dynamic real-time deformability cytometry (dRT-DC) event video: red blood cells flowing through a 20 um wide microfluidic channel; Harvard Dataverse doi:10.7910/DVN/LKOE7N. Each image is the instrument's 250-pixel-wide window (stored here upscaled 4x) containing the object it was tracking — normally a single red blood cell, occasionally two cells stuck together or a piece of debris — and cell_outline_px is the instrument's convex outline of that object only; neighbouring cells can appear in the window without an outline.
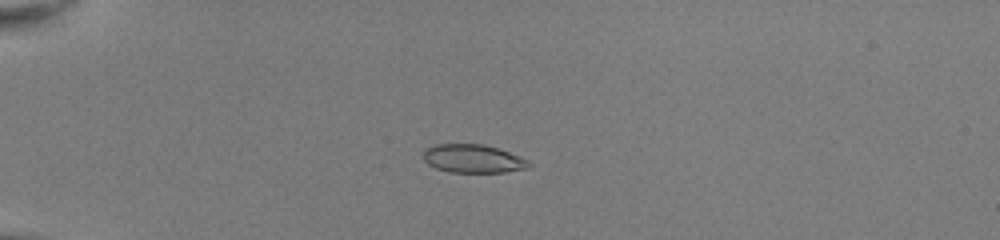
{"species": "common noctule bat (a hibernating species)", "species_latin": "Nyctalus noctula", "temperature_condition": "room temperature", "stored_images_in_passage": 52, "camera_frame_rate_fps": 3000, "um_per_image_px": 0.085, "animal": {"sex": "female", "body_mass_g": 22.0, "forearm_length_mm": 56.7}, "frame": {"image": 1, "passage_image": 15, "time_ms": 4.667, "image_size_px": [1000, 240], "cell_outline_px": [[532, 164], [528, 168], [504, 172], [452, 172], [436, 168], [428, 164], [424, 160], [424, 148], [432, 144], [484, 144], [520, 156], [528, 160]], "centroid_in_image_um": [40.2, 13.48], "position_along_channel_um": 44.8, "area_um2": 17.46}}
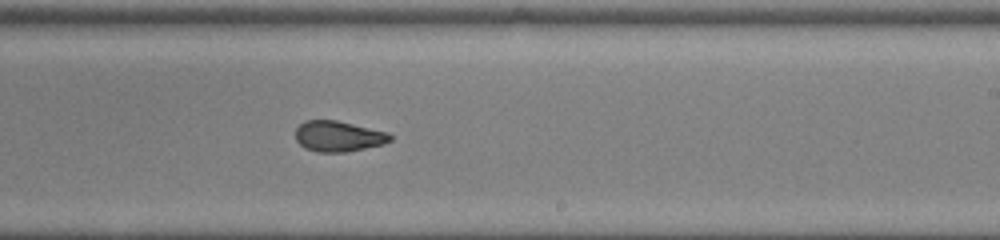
{"frame": {"image": 2, "passage_image": 34, "time_ms": 11.0, "image_size_px": [1000, 240], "cell_outline_px": [[392, 140], [384, 144], [344, 152], [316, 152], [304, 148], [296, 140], [296, 128], [304, 120], [336, 120], [388, 132], [392, 136]], "centroid_in_image_um": [28.75, 11.58], "position_along_channel_um": 260.3, "area_um2": 16.94}}
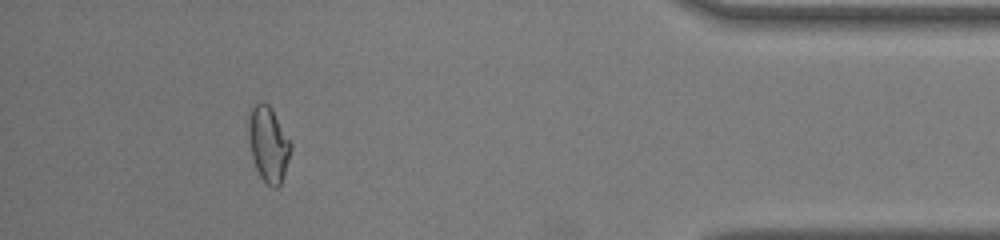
{"frame": {"image": 3, "passage_image": 48, "time_ms": 15.667, "image_size_px": [1000, 240], "cell_outline_px": [[292, 148], [280, 184], [276, 188], [272, 188], [260, 176], [256, 168], [252, 156], [248, 136], [248, 108], [252, 104], [260, 100], [264, 100], [272, 108], [292, 144]], "centroid_in_image_um": [22.78, 12.16], "position_along_channel_um": 412.4, "area_um2": 18.79}, "authors_computed_cell_mechanics": {"area_um2": 18.3226, "velocity_mm_per_s": 4.0662, "shape_relaxation_time_tau1_ms": null, "shape_relaxation_time_tau2_ms": 1.3384, "deformation_change_tau1": null, "deformation_change_tau2": 0.0605}}